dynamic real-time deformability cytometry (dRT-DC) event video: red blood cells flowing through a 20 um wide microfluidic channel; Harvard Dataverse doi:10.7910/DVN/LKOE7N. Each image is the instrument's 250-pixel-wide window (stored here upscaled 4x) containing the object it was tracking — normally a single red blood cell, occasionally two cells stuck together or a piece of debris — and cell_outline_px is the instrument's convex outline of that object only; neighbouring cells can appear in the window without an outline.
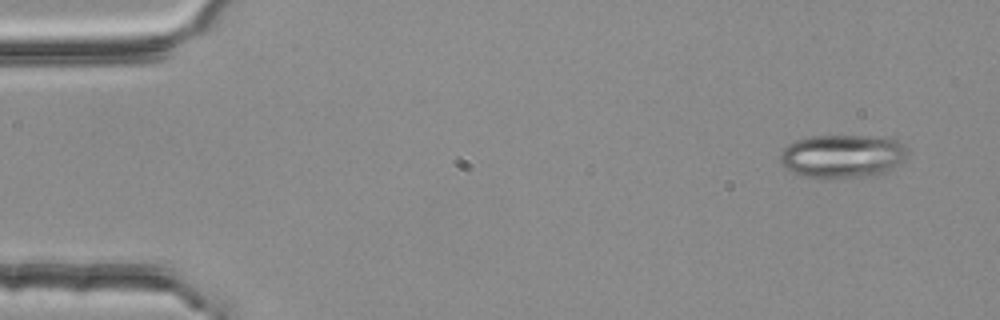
{"species": "common noctule bat (a hibernating species)", "species_latin": "Nyctalus noctula", "temperature_condition": "room temperature", "stored_images_in_passage": 4, "camera_frame_rate_fps": 3000, "um_per_image_px": 0.085, "animal": {"sex": "female", "body_mass_g": 25.1}, "frame": {"image": 1, "passage_image": 1, "time_ms": 0.0, "image_size_px": [1000, 320], "cell_outline_px": [[908, 152], [900, 164], [884, 176], [804, 176], [792, 172], [780, 160], [780, 156], [784, 148], [788, 144], [796, 140], [812, 136], [888, 136], [904, 144], [908, 148]], "centroid_in_image_um": [71.72, 13.25], "position_along_channel_um": 13.3, "area_um2": 32.14}}